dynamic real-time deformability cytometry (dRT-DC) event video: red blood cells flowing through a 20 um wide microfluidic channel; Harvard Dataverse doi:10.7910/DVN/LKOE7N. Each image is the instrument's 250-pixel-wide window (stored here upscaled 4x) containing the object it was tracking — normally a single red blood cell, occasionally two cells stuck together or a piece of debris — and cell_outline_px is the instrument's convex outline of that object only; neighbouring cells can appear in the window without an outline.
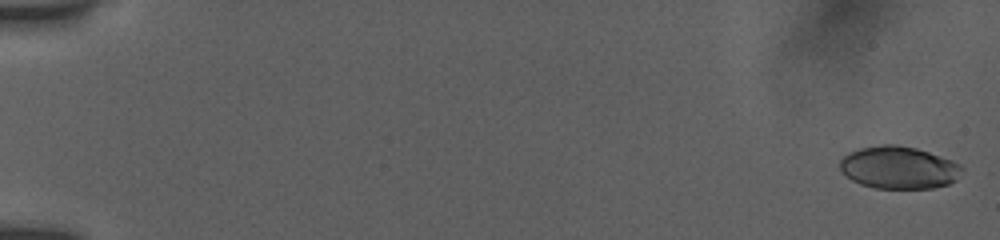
{"species": "human", "species_latin": "Homo sapiens", "temperature_condition": "room temperature", "stored_images_in_passage": 52, "camera_frame_rate_fps": 3000, "um_per_image_px": 0.085, "donor": {"sex": "female"}, "frame": {"image": 1, "passage_image": 2, "time_ms": 0.333, "image_size_px": [1000, 240], "cell_outline_px": [[964, 168], [956, 180], [948, 184], [932, 188], [872, 188], [860, 184], [852, 180], [840, 168], [840, 160], [848, 152], [860, 148], [880, 144], [896, 144], [916, 148], [952, 160], [960, 164]], "centroid_in_image_um": [76.4, 14.24], "position_along_channel_um": 8.6, "area_um2": 30.23}}
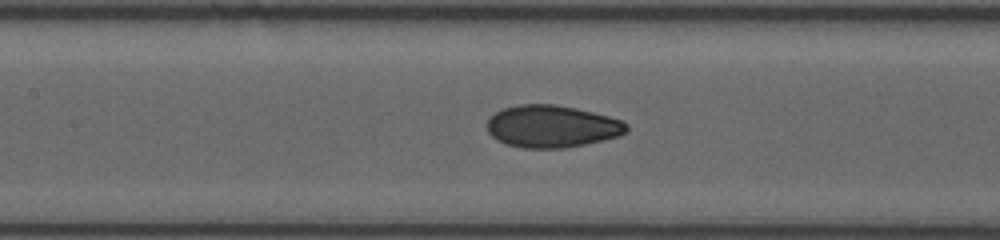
{"frame": {"image": 2, "passage_image": 28, "time_ms": 9.0, "image_size_px": [1000, 240], "cell_outline_px": [[628, 132], [620, 136], [604, 140], [564, 148], [524, 148], [508, 144], [496, 140], [488, 132], [488, 116], [504, 108], [520, 104], [556, 104], [576, 108], [608, 116], [620, 120], [628, 124]], "centroid_in_image_um": [46.92, 10.74], "position_along_channel_um": 160.5, "area_um2": 34.39}}
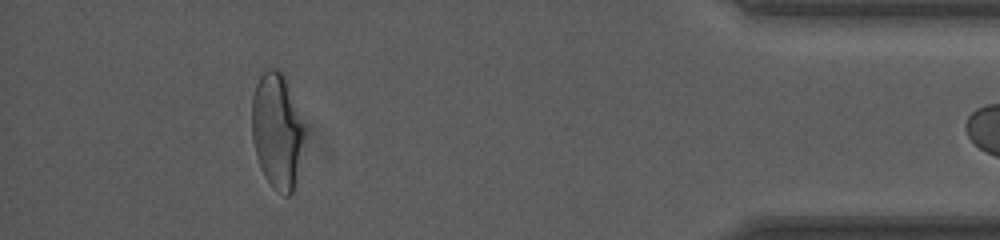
{"frame": {"image": 3, "passage_image": 51, "time_ms": 16.667, "image_size_px": [1000, 240], "cell_outline_px": [[304, 132], [296, 188], [288, 196], [284, 196], [276, 192], [272, 188], [264, 176], [260, 168], [256, 156], [252, 140], [252, 96], [256, 84], [260, 76], [268, 68], [276, 68], [284, 72], [304, 128]], "centroid_in_image_um": [23.54, 11.16], "position_along_channel_um": 411.7, "area_um2": 35.66}}